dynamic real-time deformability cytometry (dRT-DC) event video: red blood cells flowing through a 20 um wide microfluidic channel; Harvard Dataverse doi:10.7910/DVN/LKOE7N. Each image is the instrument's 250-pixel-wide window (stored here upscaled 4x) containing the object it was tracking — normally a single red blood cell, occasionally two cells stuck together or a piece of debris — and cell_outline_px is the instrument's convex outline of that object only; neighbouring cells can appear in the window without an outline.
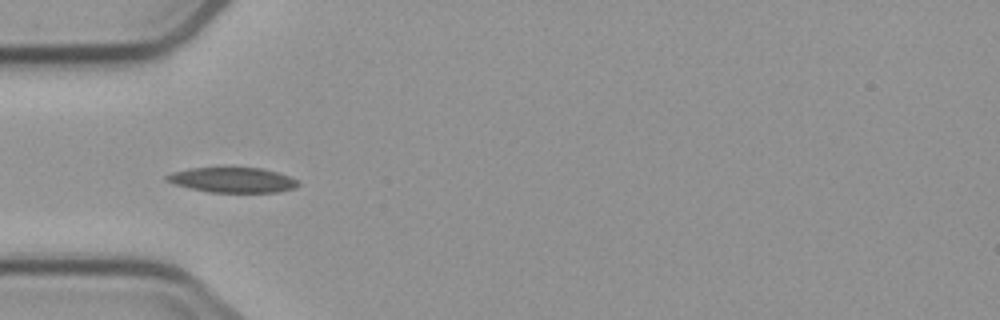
{"species": "common noctule bat (a hibernating species)", "species_latin": "Nyctalus noctula", "temperature_condition": "cold", "stored_images_in_passage": 4, "camera_frame_rate_fps": 3000, "um_per_image_px": 0.085, "animal": {"sex": "male", "body_mass_g": 23.1, "forearm_length_mm": 52.7}, "frame": {"image": 1, "passage_image": 4, "time_ms": 3.667, "image_size_px": [1000, 320], "cell_outline_px": [[300, 184], [292, 188], [276, 192], [208, 192], [176, 184], [164, 180], [164, 176], [172, 172], [188, 168], [220, 164], [260, 168], [276, 172], [288, 176], [296, 180]], "centroid_in_image_um": [19.67, 15.23], "position_along_channel_um": 65.3, "area_um2": 19.94}}